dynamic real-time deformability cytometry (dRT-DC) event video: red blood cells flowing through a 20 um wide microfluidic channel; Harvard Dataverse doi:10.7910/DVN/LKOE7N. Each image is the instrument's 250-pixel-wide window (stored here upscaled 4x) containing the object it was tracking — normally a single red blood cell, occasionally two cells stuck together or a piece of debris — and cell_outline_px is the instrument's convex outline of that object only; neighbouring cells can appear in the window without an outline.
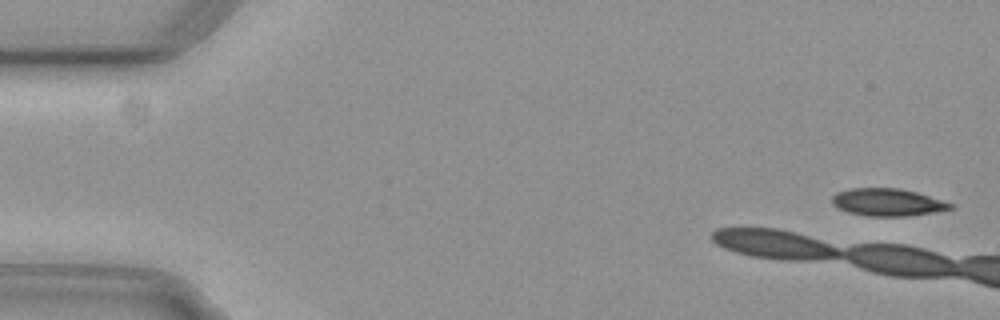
{"species": "common noctule bat (a hibernating species)", "species_latin": "Nyctalus noctula", "temperature_condition": "cold", "stored_images_in_passage": 6, "camera_frame_rate_fps": 3000, "um_per_image_px": 0.085, "animal": {"sex": "female", "body_mass_g": 29.2, "forearm_length_mm": 56.3}, "frame": {"image": 1, "passage_image": 2, "time_ms": 0.333, "image_size_px": [1000, 320], "cell_outline_px": [[956, 208], [908, 216], [868, 216], [848, 212], [832, 204], [832, 196], [836, 192], [848, 188], [900, 188], [916, 192], [956, 204]], "centroid_in_image_um": [75.46, 17.18], "position_along_channel_um": 9.5, "area_um2": 19.02}}